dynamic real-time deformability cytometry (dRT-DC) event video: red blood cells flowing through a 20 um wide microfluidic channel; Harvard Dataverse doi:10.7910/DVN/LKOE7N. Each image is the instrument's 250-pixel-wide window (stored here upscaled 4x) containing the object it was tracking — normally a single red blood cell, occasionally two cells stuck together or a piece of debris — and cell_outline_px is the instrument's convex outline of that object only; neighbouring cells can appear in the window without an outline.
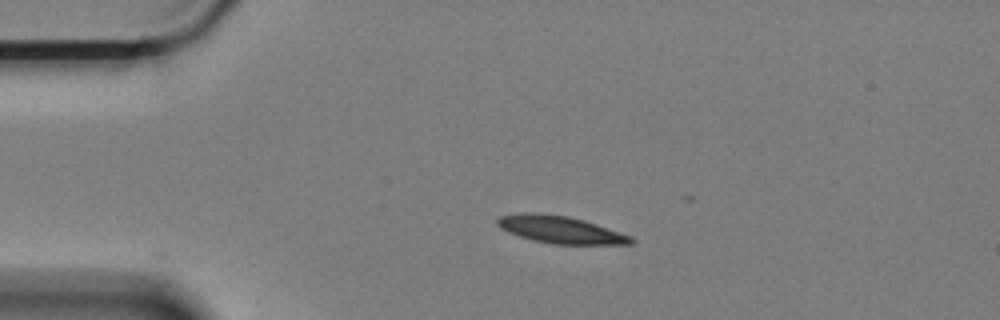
{"species": "Egyptian fruit bat (a non-hibernating species)", "species_latin": "Rousettus aegyptiacus", "temperature_condition": "cold", "stored_images_in_passage": 4, "camera_frame_rate_fps": 3000, "um_per_image_px": 0.085, "animal": {"sex": "female"}, "frame": {"image": 1, "passage_image": 1, "time_ms": 0.0, "image_size_px": [1000, 320], "cell_outline_px": [[636, 240], [632, 244], [552, 244], [532, 240], [508, 232], [500, 228], [496, 224], [496, 220], [500, 216], [520, 212], [532, 212], [568, 216], [584, 220], [632, 236]], "centroid_in_image_um": [47.62, 19.51], "position_along_channel_um": 37.4, "area_um2": 21.33}}